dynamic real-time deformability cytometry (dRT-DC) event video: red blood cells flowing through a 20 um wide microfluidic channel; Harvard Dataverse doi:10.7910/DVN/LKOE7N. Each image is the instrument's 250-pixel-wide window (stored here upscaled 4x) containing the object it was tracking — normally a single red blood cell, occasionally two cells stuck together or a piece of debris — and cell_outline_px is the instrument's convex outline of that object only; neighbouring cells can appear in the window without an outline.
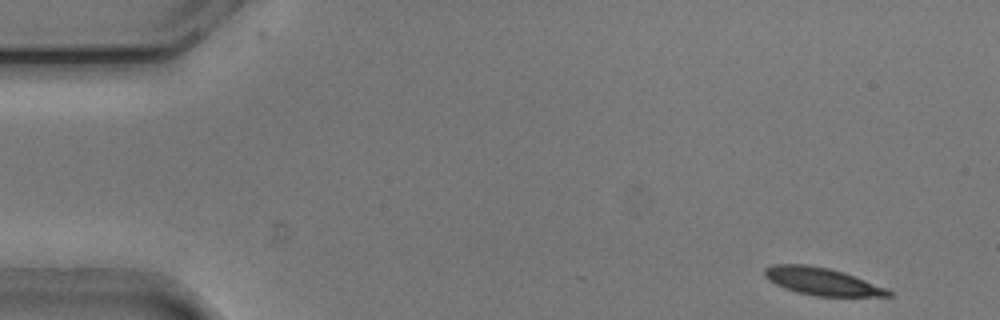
{"species": "common noctule bat (a hibernating species)", "species_latin": "Nyctalus noctula", "temperature_condition": "cold", "stored_images_in_passage": 44, "camera_frame_rate_fps": 3000, "um_per_image_px": 0.085, "animal": {"sex": "male", "body_mass_g": 20.5, "forearm_length_mm": 52.5}, "frame": {"image": 1, "passage_image": 1, "time_ms": 0.0, "image_size_px": [1000, 320], "cell_outline_px": [[892, 296], [816, 296], [796, 292], [784, 288], [768, 280], [764, 276], [764, 268], [772, 264], [808, 264], [828, 268], [844, 272], [888, 288], [892, 292]], "centroid_in_image_um": [69.86, 23.91], "position_along_channel_um": 15.1, "area_um2": 19.94}}
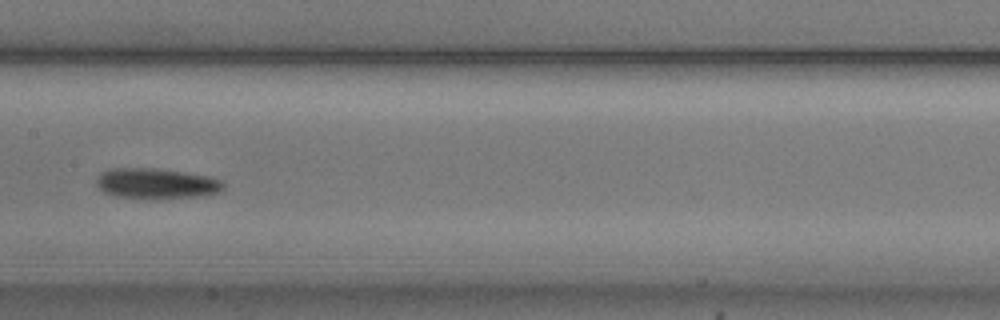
{"frame": {"image": 2, "passage_image": 24, "time_ms": 7.667, "image_size_px": [1000, 320], "cell_outline_px": [[224, 188], [220, 192], [204, 196], [156, 200], [116, 196], [104, 192], [96, 184], [96, 180], [100, 172], [108, 168], [156, 168], [184, 172], [208, 176], [224, 180]], "centroid_in_image_um": [13.32, 15.61], "position_along_channel_um": 194.1, "area_um2": 23.18}}
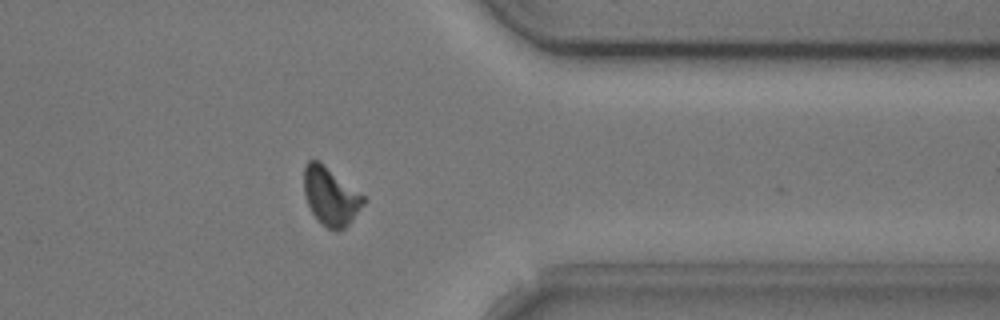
{"frame": {"image": 3, "passage_image": 40, "time_ms": 13.0, "image_size_px": [1000, 320], "cell_outline_px": [[364, 204], [352, 220], [344, 228], [328, 228], [320, 224], [312, 212], [308, 204], [304, 192], [304, 164], [308, 160], [320, 160], [364, 196]], "centroid_in_image_um": [28.08, 16.64], "position_along_channel_um": 383.3, "area_um2": 19.94}, "authors_computed_cell_mechanics": {"area_um2": 21.3571, "velocity_mm_per_s": 3.751, "shape_relaxation_time_tau1_ms": 3.2489, "shape_relaxation_time_tau2_ms": null, "deformation_change_tau1": 0.1202, "deformation_change_tau2": null}}